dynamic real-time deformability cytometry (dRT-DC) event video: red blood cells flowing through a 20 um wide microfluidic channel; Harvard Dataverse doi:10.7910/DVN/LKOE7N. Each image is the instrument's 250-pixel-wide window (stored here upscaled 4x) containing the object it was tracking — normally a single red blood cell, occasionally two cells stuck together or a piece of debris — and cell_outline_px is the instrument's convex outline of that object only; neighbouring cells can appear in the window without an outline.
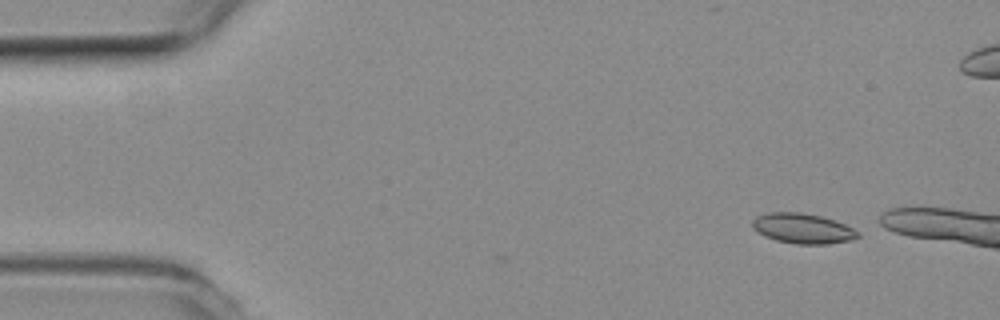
{"species": "common noctule bat (a hibernating species)", "species_latin": "Nyctalus noctula", "temperature_condition": "room temperature", "stored_images_in_passage": 2, "camera_frame_rate_fps": 3000, "um_per_image_px": 0.085, "animal": {"sex": "female", "body_mass_g": 19.3, "forearm_length_mm": 54.1}, "frame": {"image": 1, "passage_image": 2, "time_ms": 0.333, "image_size_px": [1000, 320], "cell_outline_px": [[860, 236], [848, 240], [828, 244], [796, 244], [776, 240], [764, 236], [756, 232], [752, 228], [752, 220], [756, 216], [768, 212], [800, 212], [820, 216], [844, 224], [860, 232]], "centroid_in_image_um": [68.18, 19.42], "position_along_channel_um": 16.8, "area_um2": 18.5}}